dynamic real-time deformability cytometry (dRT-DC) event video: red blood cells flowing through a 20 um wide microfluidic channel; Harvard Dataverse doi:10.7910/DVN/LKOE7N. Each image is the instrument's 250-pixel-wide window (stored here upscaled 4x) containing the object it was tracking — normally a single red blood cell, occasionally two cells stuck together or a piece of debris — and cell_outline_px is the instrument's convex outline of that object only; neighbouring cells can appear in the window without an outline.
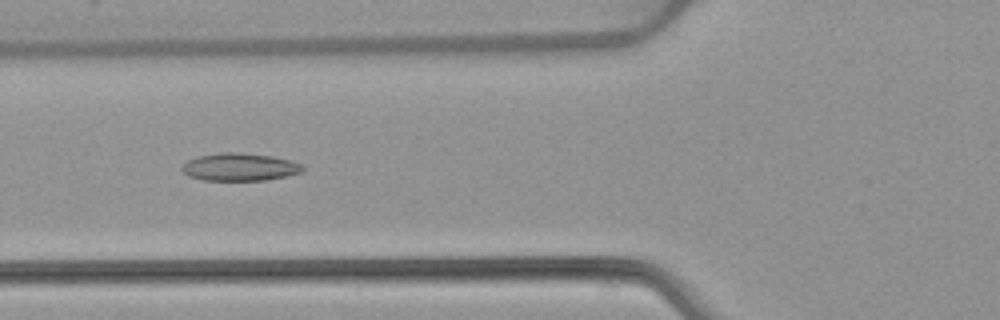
{"species": "common noctule bat (a hibernating species)", "species_latin": "Nyctalus noctula", "temperature_condition": "warm", "stored_images_in_passage": 52, "camera_frame_rate_fps": 3000, "um_per_image_px": 0.085, "animal": {"sex": "female", "body_mass_g": 22.7, "forearm_length_mm": 54.2}, "frame": {"image": 1, "passage_image": 20, "time_ms": 6.333, "image_size_px": [1000, 320], "cell_outline_px": [[304, 168], [300, 172], [284, 176], [264, 180], [204, 180], [188, 176], [180, 168], [188, 160], [196, 156], [220, 152], [236, 152], [272, 156], [292, 160], [300, 164]], "centroid_in_image_um": [20.33, 14.18], "position_along_channel_um": 105.5, "area_um2": 19.36}}
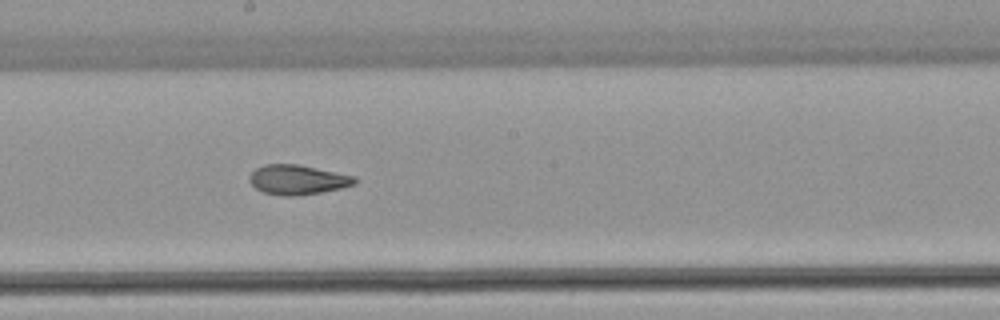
{"frame": {"image": 2, "passage_image": 29, "time_ms": 9.333, "image_size_px": [1000, 320], "cell_outline_px": [[356, 184], [340, 188], [320, 192], [292, 196], [284, 196], [264, 192], [256, 188], [248, 180], [248, 176], [256, 168], [264, 164], [296, 164], [356, 176]], "centroid_in_image_um": [25.28, 15.27], "position_along_channel_um": 222.9, "area_um2": 18.03}}
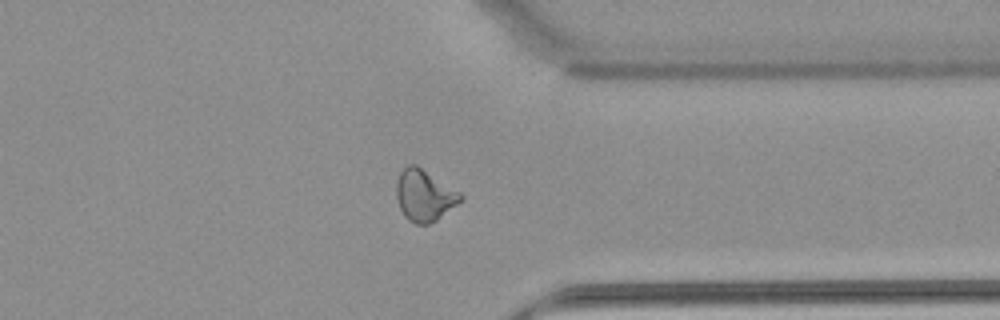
{"frame": {"image": 3, "passage_image": 41, "time_ms": 13.333, "image_size_px": [1000, 320], "cell_outline_px": [[464, 200], [436, 220], [428, 224], [416, 224], [408, 220], [404, 216], [400, 208], [396, 196], [396, 184], [400, 172], [408, 164], [416, 164], [460, 192], [464, 196]], "centroid_in_image_um": [36.08, 16.61], "position_along_channel_um": 375.3, "area_um2": 19.31}, "authors_computed_cell_mechanics": {"area_um2": 19.3341, "velocity_mm_per_s": 3.9066, "shape_relaxation_time_tau1_ms": 8.7799, "shape_relaxation_time_tau2_ms": 2.2451, "deformation_change_tau1": 0.2364, "deformation_change_tau2": 0.0944}}